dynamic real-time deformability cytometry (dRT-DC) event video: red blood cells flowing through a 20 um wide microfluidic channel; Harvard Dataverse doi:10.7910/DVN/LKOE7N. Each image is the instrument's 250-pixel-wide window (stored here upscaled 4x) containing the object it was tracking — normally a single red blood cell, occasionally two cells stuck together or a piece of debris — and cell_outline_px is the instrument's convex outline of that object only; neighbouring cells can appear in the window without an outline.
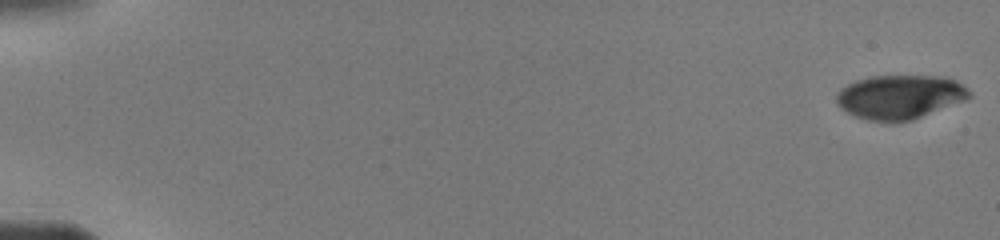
{"species": "human", "species_latin": "Homo sapiens", "temperature_condition": "warm", "stored_images_in_passage": 14, "camera_frame_rate_fps": 3000, "um_per_image_px": 0.085, "donor": {"sex": "male"}, "frame": {"image": 1, "passage_image": 1, "time_ms": 0.0, "image_size_px": [1000, 240], "cell_outline_px": [[972, 96], [964, 100], [912, 120], [892, 124], [868, 120], [856, 116], [840, 108], [836, 100], [836, 96], [840, 88], [856, 80], [872, 76], [932, 76], [956, 80], [968, 88], [972, 92]], "centroid_in_image_um": [76.47, 8.26], "position_along_channel_um": 8.5, "area_um2": 34.22}}
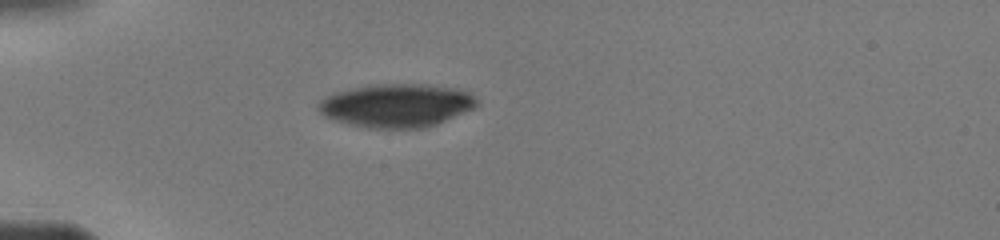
{"frame": {"image": 2, "passage_image": 10, "time_ms": 5.0, "image_size_px": [1000, 240], "cell_outline_px": [[480, 104], [476, 108], [436, 124], [424, 128], [368, 128], [348, 124], [324, 116], [316, 108], [316, 104], [320, 100], [332, 92], [368, 84], [428, 84], [456, 88], [468, 92]], "centroid_in_image_um": [33.68, 8.95], "position_along_channel_um": 51.3, "area_um2": 40.52}}
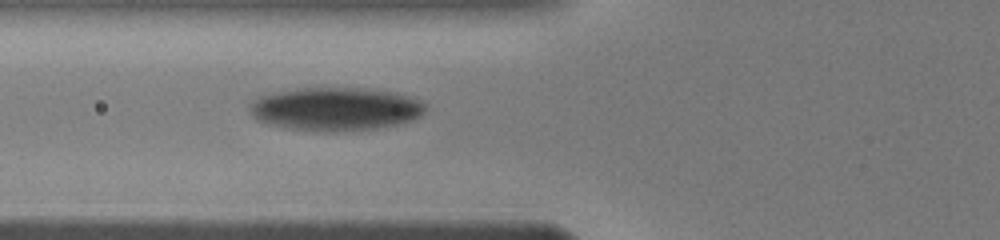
{"frame": {"image": 3, "passage_image": 14, "time_ms": 6.667, "image_size_px": [1000, 240], "cell_outline_px": [[424, 112], [420, 116], [396, 124], [372, 128], [336, 132], [324, 132], [288, 128], [268, 124], [252, 116], [252, 104], [256, 100], [264, 96], [296, 88], [352, 88], [396, 92], [420, 100], [424, 104]], "centroid_in_image_um": [28.55, 9.27], "position_along_channel_um": 97.3, "area_um2": 43.41}}